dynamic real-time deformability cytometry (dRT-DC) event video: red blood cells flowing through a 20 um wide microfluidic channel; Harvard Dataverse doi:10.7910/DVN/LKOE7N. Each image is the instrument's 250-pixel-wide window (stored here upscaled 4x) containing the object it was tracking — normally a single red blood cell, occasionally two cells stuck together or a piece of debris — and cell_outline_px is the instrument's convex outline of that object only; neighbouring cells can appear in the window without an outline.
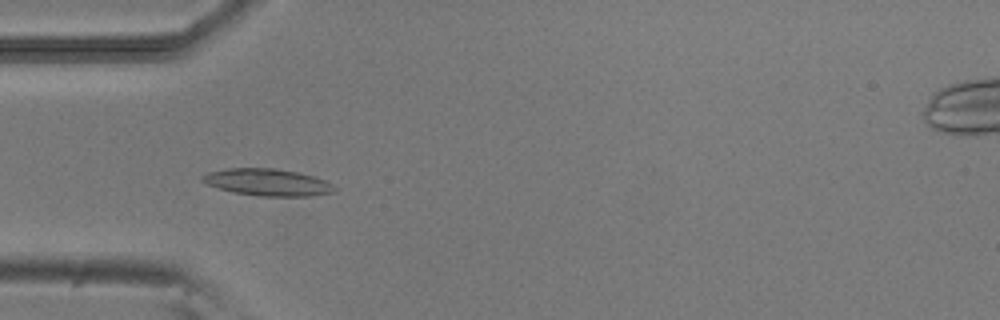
{"species": "common noctule bat (a hibernating species)", "species_latin": "Nyctalus noctula", "temperature_condition": "room temperature", "stored_images_in_passage": 52, "camera_frame_rate_fps": 3000, "um_per_image_px": 0.085, "animal": {"sex": "male", "body_mass_g": 20.5, "forearm_length_mm": 52.5}, "frame": {"image": 1, "passage_image": 16, "time_ms": 5.0, "image_size_px": [1000, 320], "cell_outline_px": [[336, 192], [312, 196], [260, 196], [236, 192], [204, 184], [200, 180], [200, 176], [208, 172], [228, 168], [276, 168], [296, 172], [312, 176], [324, 180], [332, 184], [336, 188]], "centroid_in_image_um": [22.73, 15.49], "position_along_channel_um": 62.3, "area_um2": 20.75}}
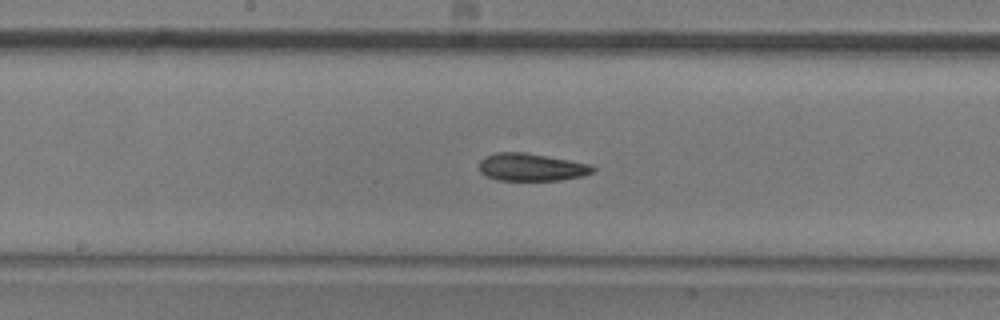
{"frame": {"image": 2, "passage_image": 27, "time_ms": 8.667, "image_size_px": [1000, 320], "cell_outline_px": [[596, 168], [592, 172], [584, 176], [560, 180], [496, 180], [480, 172], [480, 160], [484, 156], [496, 152], [524, 152], [592, 164]], "centroid_in_image_um": [45.18, 14.2], "position_along_channel_um": 203.0, "area_um2": 18.32}}
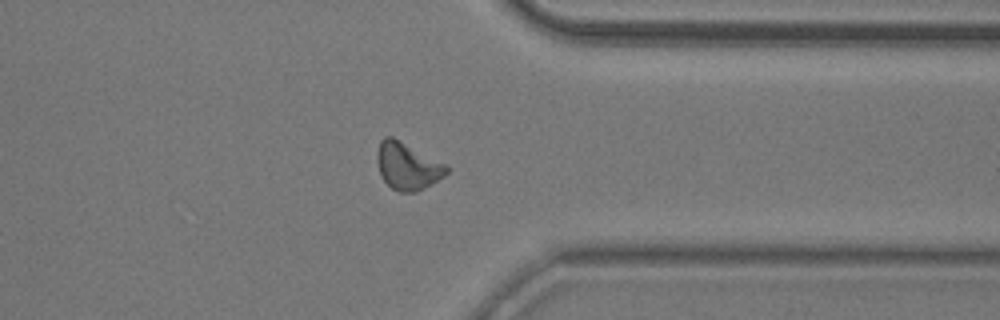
{"frame": {"image": 3, "passage_image": 41, "time_ms": 13.333, "image_size_px": [1000, 320], "cell_outline_px": [[448, 172], [444, 176], [416, 192], [400, 192], [392, 188], [380, 176], [376, 160], [376, 156], [380, 140], [384, 136], [392, 136], [448, 164]], "centroid_in_image_um": [34.62, 14.09], "position_along_channel_um": 376.8, "area_um2": 19.25}, "authors_computed_cell_mechanics": {"area_um2": 18.8139, "velocity_mm_per_s": 3.8394, "shape_relaxation_time_tau1_ms": 5.976, "shape_relaxation_time_tau2_ms": 4.4549, "deformation_change_tau1": 0.1426, "deformation_change_tau2": 0.1266}}